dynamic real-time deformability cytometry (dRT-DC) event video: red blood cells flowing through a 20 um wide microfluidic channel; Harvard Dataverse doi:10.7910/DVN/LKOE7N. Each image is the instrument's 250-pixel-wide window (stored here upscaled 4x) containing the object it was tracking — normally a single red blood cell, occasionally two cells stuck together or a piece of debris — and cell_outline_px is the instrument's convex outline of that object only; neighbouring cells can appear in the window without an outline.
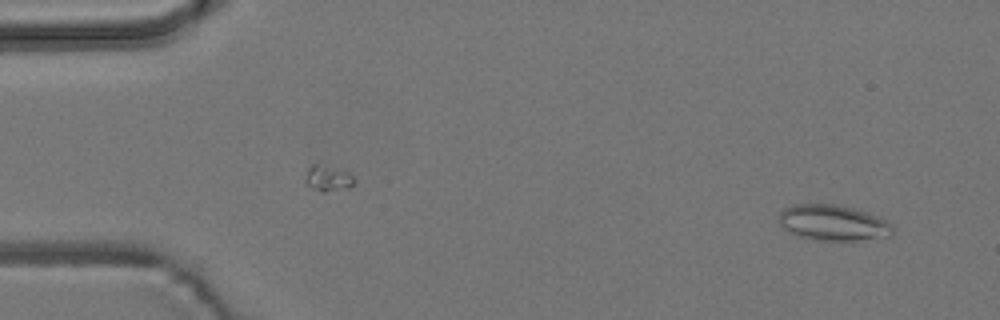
{"species": "common noctule bat (a hibernating species)", "species_latin": "Nyctalus noctula", "temperature_condition": "room temperature", "stored_images_in_passage": 6, "camera_frame_rate_fps": 3000, "um_per_image_px": 0.085, "animal": {"sex": "male", "body_mass_g": 19.2, "forearm_length_mm": 51.8}, "frame": {"image": 1, "passage_image": 1, "time_ms": 0.0, "image_size_px": [1000, 320], "cell_outline_px": [[896, 232], [892, 236], [856, 240], [820, 240], [796, 236], [784, 228], [780, 224], [780, 212], [784, 208], [792, 204], [836, 204], [852, 208], [876, 216], [892, 224], [896, 228]], "centroid_in_image_um": [70.83, 18.94], "position_along_channel_um": 14.2, "area_um2": 23.64}}
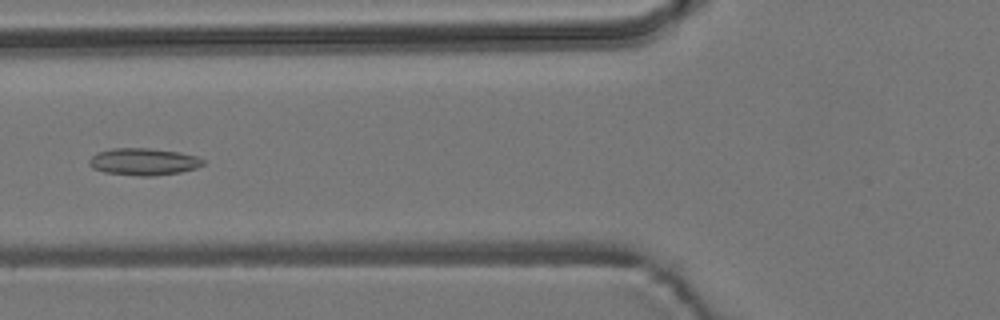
{"frame": {"image": 2, "passage_image": 5, "time_ms": 5.667, "image_size_px": [1000, 320], "cell_outline_px": [[204, 164], [196, 168], [180, 172], [152, 176], [140, 176], [104, 172], [92, 168], [88, 164], [88, 160], [96, 152], [112, 148], [148, 148], [180, 152], [196, 156], [204, 160]], "centroid_in_image_um": [12.17, 13.74], "position_along_channel_um": 113.6, "area_um2": 18.03}}
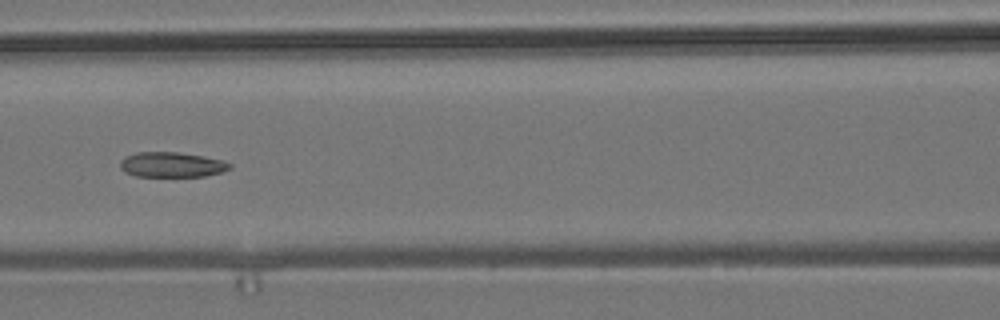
{"frame": {"image": 3, "passage_image": 6, "time_ms": 6.667, "image_size_px": [1000, 320], "cell_outline_px": [[232, 168], [224, 172], [204, 176], [136, 176], [124, 172], [120, 168], [120, 160], [124, 156], [136, 152], [180, 152], [204, 156], [224, 160], [232, 164]], "centroid_in_image_um": [14.62, 13.99], "position_along_channel_um": 152.0, "area_um2": 16.3}}